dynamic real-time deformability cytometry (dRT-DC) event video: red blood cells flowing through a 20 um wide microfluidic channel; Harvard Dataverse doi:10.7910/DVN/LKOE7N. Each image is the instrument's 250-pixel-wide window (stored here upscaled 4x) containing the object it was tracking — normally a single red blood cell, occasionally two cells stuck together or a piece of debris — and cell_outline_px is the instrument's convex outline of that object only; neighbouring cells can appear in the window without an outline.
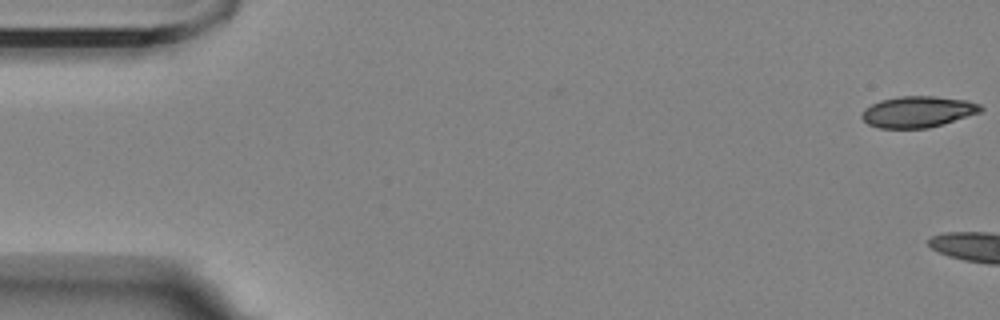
{"species": "Egyptian fruit bat (a non-hibernating species)", "species_latin": "Rousettus aegyptiacus", "temperature_condition": "room temperature", "stored_images_in_passage": 5, "camera_frame_rate_fps": 3000, "um_per_image_px": 0.085, "animal": {"sex": "female"}, "frame": {"image": 1, "passage_image": 1, "time_ms": 0.0, "image_size_px": [1000, 320], "cell_outline_px": [[984, 108], [980, 112], [928, 128], [880, 128], [868, 124], [860, 116], [864, 108], [880, 100], [900, 96], [936, 96], [968, 100], [980, 104]], "centroid_in_image_um": [78.0, 9.49], "position_along_channel_um": 7.0, "area_um2": 21.56}}